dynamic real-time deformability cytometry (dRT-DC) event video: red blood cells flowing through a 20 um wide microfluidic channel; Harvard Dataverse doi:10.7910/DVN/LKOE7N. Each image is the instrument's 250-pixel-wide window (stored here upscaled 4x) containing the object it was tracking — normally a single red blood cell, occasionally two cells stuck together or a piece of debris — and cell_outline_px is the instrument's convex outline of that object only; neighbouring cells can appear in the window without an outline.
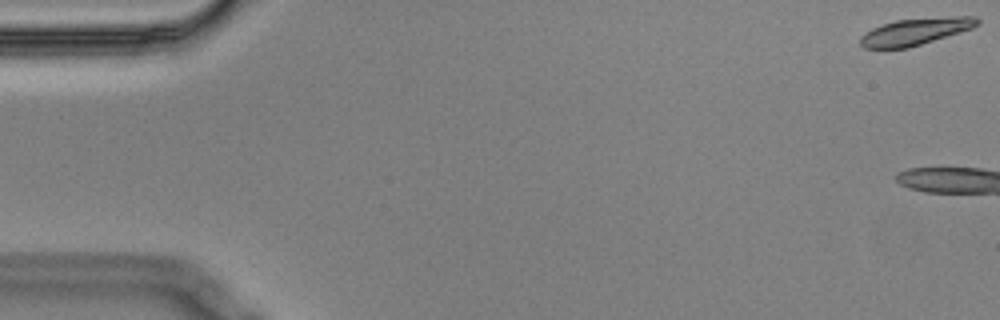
{"species": "Egyptian fruit bat (a non-hibernating species)", "species_latin": "Rousettus aegyptiacus", "temperature_condition": "cold", "stored_images_in_passage": 5, "camera_frame_rate_fps": 3000, "um_per_image_px": 0.085, "animal": {"sex": "male"}, "frame": {"image": 1, "passage_image": 1, "time_ms": 0.0, "image_size_px": [1000, 320], "cell_outline_px": [[980, 24], [972, 28], [960, 32], [908, 48], [864, 48], [860, 44], [860, 36], [872, 28], [880, 24], [896, 20], [956, 16], [976, 16], [980, 20]], "centroid_in_image_um": [77.81, 2.67], "position_along_channel_um": 7.2, "area_um2": 18.26}}